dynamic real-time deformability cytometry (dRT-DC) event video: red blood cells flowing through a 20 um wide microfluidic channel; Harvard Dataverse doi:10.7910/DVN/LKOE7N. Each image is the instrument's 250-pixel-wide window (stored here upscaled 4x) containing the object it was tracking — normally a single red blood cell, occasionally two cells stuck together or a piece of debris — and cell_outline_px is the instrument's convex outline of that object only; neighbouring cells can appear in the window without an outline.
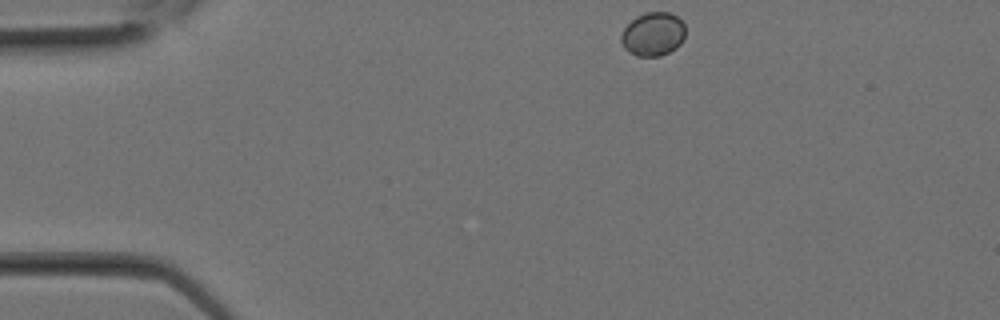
{"species": "Egyptian fruit bat (a non-hibernating species)", "species_latin": "Rousettus aegyptiacus", "temperature_condition": "room temperature", "stored_images_in_passage": 9, "camera_frame_rate_fps": 3000, "um_per_image_px": 0.085, "animal": {"sex": "female"}, "frame": {"image": 1, "passage_image": 1, "time_ms": 0.0, "image_size_px": [1000, 320], "cell_outline_px": [[684, 36], [680, 44], [676, 48], [660, 56], [636, 56], [628, 52], [624, 48], [620, 40], [620, 36], [624, 28], [636, 16], [648, 12], [668, 12], [676, 16], [684, 24]], "centroid_in_image_um": [55.48, 2.91], "position_along_channel_um": 29.5, "area_um2": 16.3}}
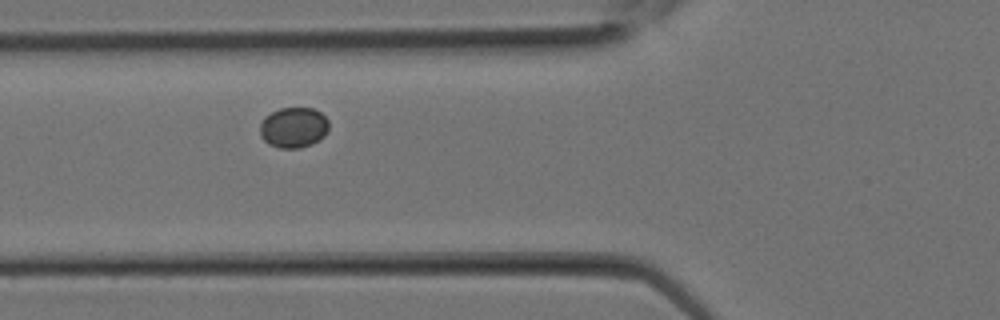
{"frame": {"image": 2, "passage_image": 6, "time_ms": 1.667, "image_size_px": [1000, 320], "cell_outline_px": [[328, 128], [324, 136], [320, 140], [312, 144], [300, 148], [280, 148], [268, 144], [260, 136], [260, 124], [264, 116], [280, 108], [312, 108], [320, 112], [328, 120]], "centroid_in_image_um": [24.94, 10.84], "position_along_channel_um": 100.9, "area_um2": 16.36}}
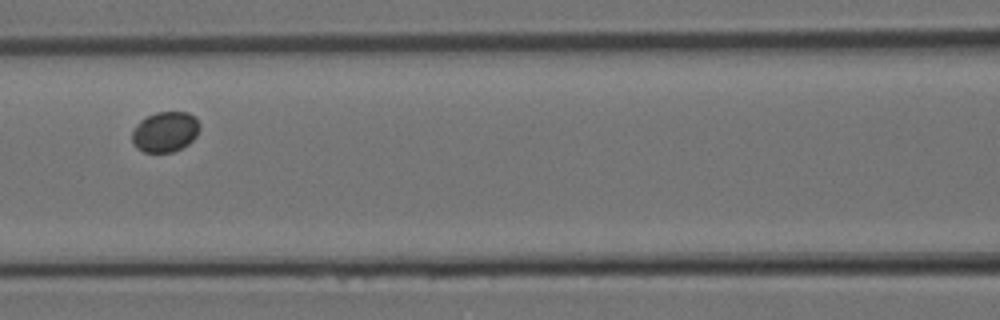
{"frame": {"image": 3, "passage_image": 8, "time_ms": 2.333, "image_size_px": [1000, 320], "cell_outline_px": [[200, 128], [196, 136], [188, 144], [172, 152], [144, 152], [136, 148], [132, 144], [132, 132], [136, 124], [140, 120], [156, 112], [188, 112], [196, 116], [200, 124]], "centroid_in_image_um": [14.04, 11.19], "position_along_channel_um": 152.6, "area_um2": 16.07}}